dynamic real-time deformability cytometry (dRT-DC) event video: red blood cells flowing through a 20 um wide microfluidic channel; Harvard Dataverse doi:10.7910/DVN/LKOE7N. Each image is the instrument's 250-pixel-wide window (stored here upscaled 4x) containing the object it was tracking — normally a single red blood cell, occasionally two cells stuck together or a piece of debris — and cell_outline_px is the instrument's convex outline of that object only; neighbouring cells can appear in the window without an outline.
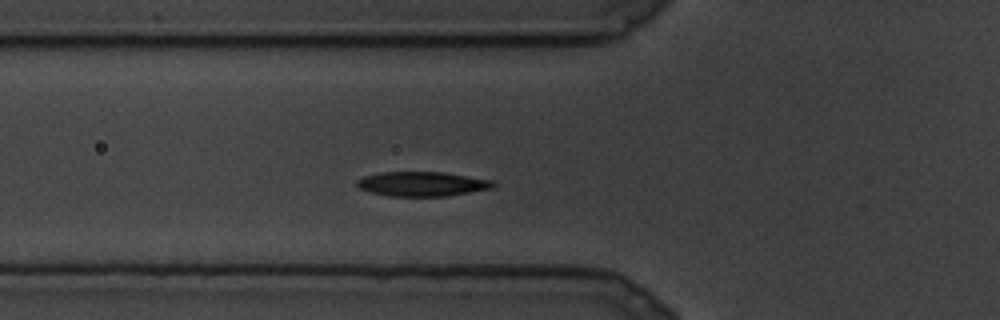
{"species": "common noctule bat (a hibernating species)", "species_latin": "Nyctalus noctula", "temperature_condition": "cold", "stored_images_in_passage": 7, "camera_frame_rate_fps": 3000, "um_per_image_px": 0.085, "animal": {"sex": "male", "body_mass_g": 19.5, "forearm_length_mm": 54.6}, "frame": {"image": 1, "passage_image": 5, "time_ms": 1.333, "image_size_px": [1000, 320], "cell_outline_px": [[496, 184], [492, 188], [444, 196], [388, 196], [372, 192], [360, 188], [356, 184], [356, 180], [364, 176], [380, 172], [444, 172], [492, 180]], "centroid_in_image_um": [35.86, 15.62], "position_along_channel_um": 89.9, "area_um2": 19.31}}
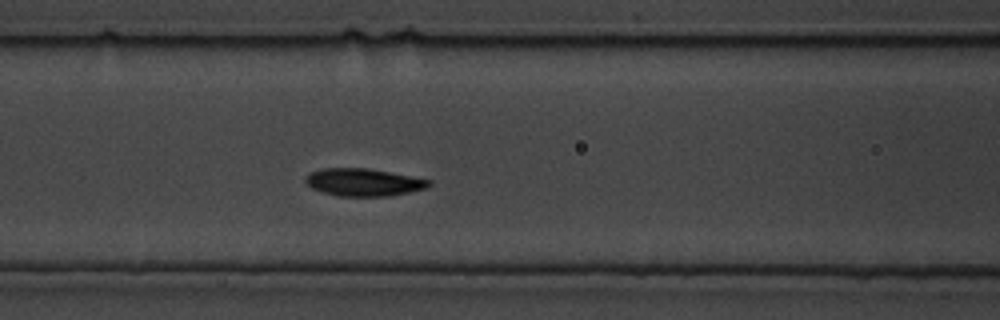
{"frame": {"image": 2, "passage_image": 7, "time_ms": 2.0, "image_size_px": [1000, 320], "cell_outline_px": [[432, 184], [428, 188], [388, 196], [340, 196], [324, 192], [312, 188], [304, 180], [312, 172], [320, 168], [368, 168], [432, 180]], "centroid_in_image_um": [30.94, 15.49], "position_along_channel_um": 135.7, "area_um2": 19.65}}